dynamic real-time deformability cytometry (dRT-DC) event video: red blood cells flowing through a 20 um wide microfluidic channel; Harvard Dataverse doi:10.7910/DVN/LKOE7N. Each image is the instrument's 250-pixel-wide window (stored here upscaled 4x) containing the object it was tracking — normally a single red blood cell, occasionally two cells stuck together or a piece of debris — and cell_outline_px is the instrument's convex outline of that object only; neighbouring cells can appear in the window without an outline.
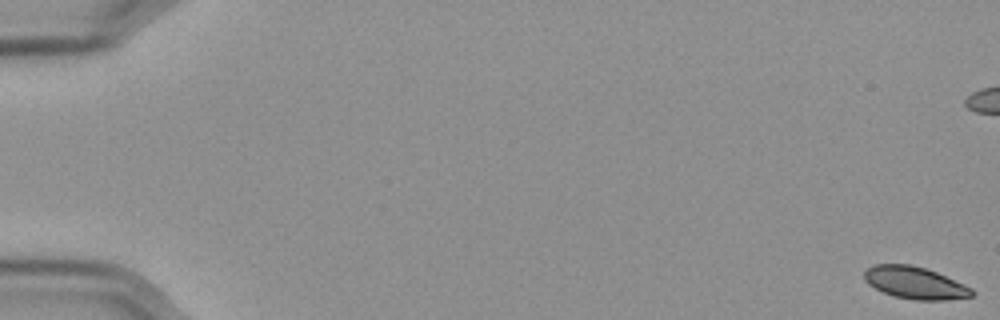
{"species": "Egyptian fruit bat (a non-hibernating species)", "species_latin": "Rousettus aegyptiacus", "temperature_condition": "cold", "stored_images_in_passage": 15, "camera_frame_rate_fps": 3000, "um_per_image_px": 0.085, "frame": {"image": 1, "passage_image": 1, "time_ms": 0.0, "image_size_px": [1000, 320], "cell_outline_px": [[976, 292], [972, 296], [944, 300], [916, 300], [896, 296], [884, 292], [868, 284], [864, 280], [864, 272], [868, 268], [876, 264], [908, 264], [924, 268], [936, 272], [964, 284], [972, 288]], "centroid_in_image_um": [77.78, 24.04], "position_along_channel_um": 7.2, "area_um2": 19.94}}